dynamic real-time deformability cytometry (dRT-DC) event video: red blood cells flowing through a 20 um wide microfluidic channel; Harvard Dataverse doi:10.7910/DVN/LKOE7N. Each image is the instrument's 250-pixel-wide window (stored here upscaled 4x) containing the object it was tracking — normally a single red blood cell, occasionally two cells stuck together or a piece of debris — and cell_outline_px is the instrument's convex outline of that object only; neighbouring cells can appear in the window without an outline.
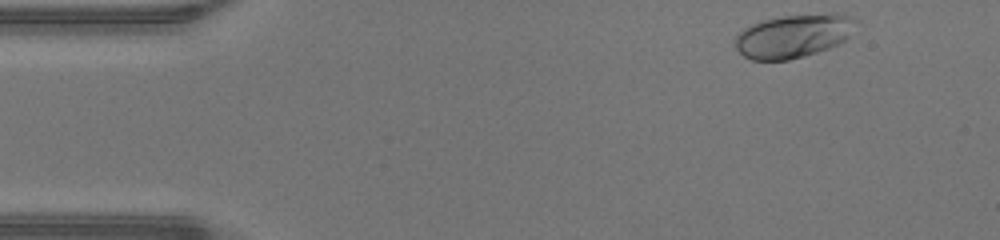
{"species": "human", "species_latin": "Homo sapiens", "temperature_condition": "warm", "stored_images_in_passage": 44, "camera_frame_rate_fps": 3000, "um_per_image_px": 0.085, "donor": {"sex": "male"}, "frame": {"image": 1, "passage_image": 1, "time_ms": 0.0, "image_size_px": [1000, 240], "cell_outline_px": [[860, 20], [848, 36], [840, 44], [804, 56], [788, 60], [752, 60], [744, 56], [736, 48], [736, 36], [744, 28], [760, 20], [784, 16], [832, 12], [836, 12]], "centroid_in_image_um": [67.48, 3.03], "position_along_channel_um": 17.5, "area_um2": 30.69}}
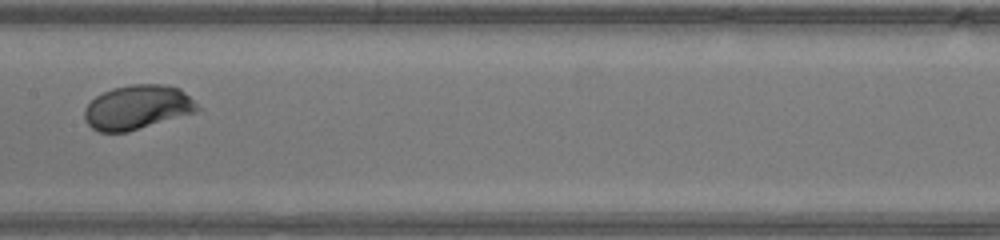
{"frame": {"image": 2, "passage_image": 20, "time_ms": 6.333, "image_size_px": [1000, 240], "cell_outline_px": [[204, 108], [196, 112], [128, 132], [100, 132], [92, 128], [84, 120], [84, 108], [96, 96], [112, 88], [132, 84], [164, 84], [180, 88]], "centroid_in_image_um": [11.71, 9.12], "position_along_channel_um": 195.7, "area_um2": 29.42}}
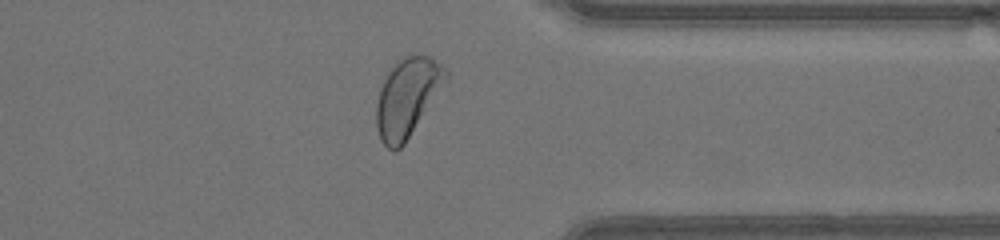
{"frame": {"image": 3, "passage_image": 33, "time_ms": 10.667, "image_size_px": [1000, 240], "cell_outline_px": [[448, 76], [404, 144], [396, 152], [392, 152], [380, 140], [376, 128], [376, 104], [380, 88], [388, 72], [404, 56], [432, 56], [448, 68]], "centroid_in_image_um": [34.59, 8.29], "position_along_channel_um": 376.8, "area_um2": 31.15}, "authors_computed_cell_mechanics": {"area_um2": 29.2468, "velocity_mm_per_s": 4.3508, "shape_relaxation_time_tau1_ms": 2.0974, "shape_relaxation_time_tau2_ms": null, "deformation_change_tau1": 0.1429, "deformation_change_tau2": null}}